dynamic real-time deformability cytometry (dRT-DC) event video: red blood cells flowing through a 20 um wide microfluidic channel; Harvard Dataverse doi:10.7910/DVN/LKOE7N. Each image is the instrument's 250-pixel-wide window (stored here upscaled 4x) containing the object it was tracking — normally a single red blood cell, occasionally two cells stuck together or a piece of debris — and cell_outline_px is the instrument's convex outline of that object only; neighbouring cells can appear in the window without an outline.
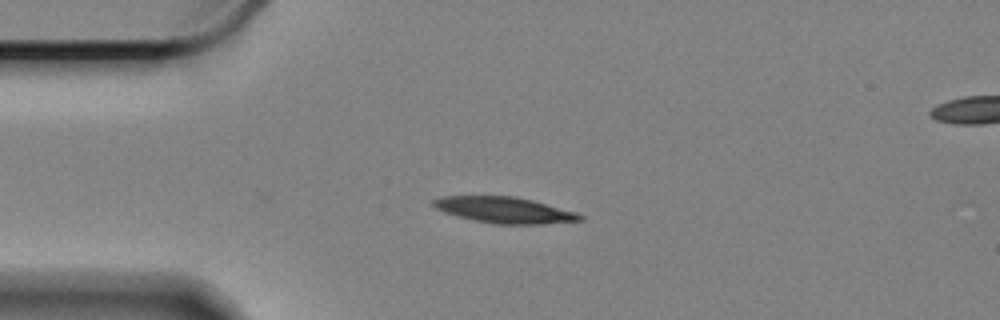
{"species": "Egyptian fruit bat (a non-hibernating species)", "species_latin": "Rousettus aegyptiacus", "temperature_condition": "cold", "stored_images_in_passage": 34, "camera_frame_rate_fps": 3000, "um_per_image_px": 0.085, "animal": {"sex": "female"}, "frame": {"image": 1, "passage_image": 1, "time_ms": 0.0, "image_size_px": [1000, 320], "cell_outline_px": [[584, 220], [544, 224], [496, 224], [472, 220], [444, 212], [436, 208], [432, 204], [432, 200], [444, 196], [516, 196], [532, 200], [576, 212], [584, 216]], "centroid_in_image_um": [42.89, 17.86], "position_along_channel_um": 42.1, "area_um2": 22.25}}
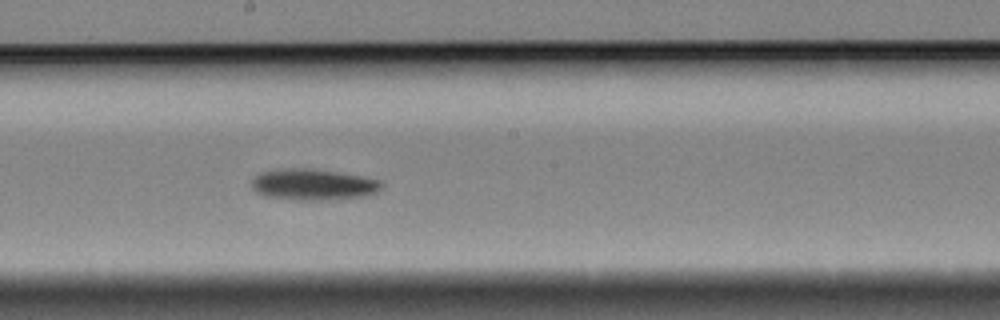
{"frame": {"image": 2, "passage_image": 19, "time_ms": 6.0, "image_size_px": [1000, 320], "cell_outline_px": [[384, 184], [380, 192], [368, 196], [336, 200], [300, 200], [260, 196], [252, 188], [252, 180], [256, 176], [264, 172], [292, 168], [304, 168], [360, 176], [380, 180]], "centroid_in_image_um": [26.68, 15.73], "position_along_channel_um": 221.5, "area_um2": 23.64}}
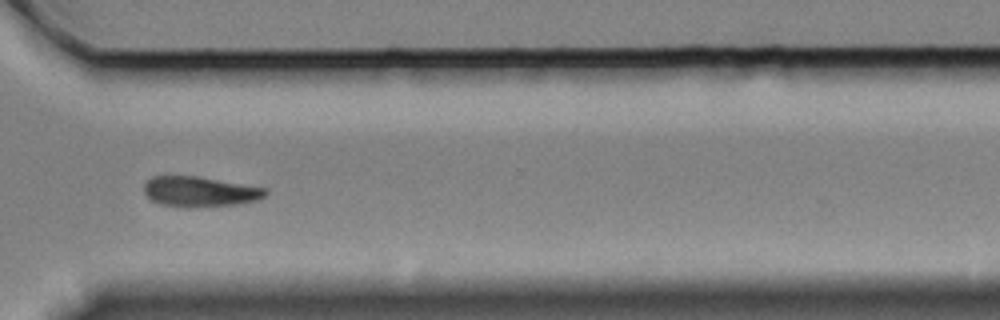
{"frame": {"image": 3, "passage_image": 31, "time_ms": 10.0, "image_size_px": [1000, 320], "cell_outline_px": [[268, 192], [260, 200], [240, 204], [188, 208], [160, 204], [152, 200], [144, 192], [144, 184], [152, 176], [196, 176], [268, 188]], "centroid_in_image_um": [17.02, 16.3], "position_along_channel_um": 353.6, "area_um2": 21.56}, "authors_computed_cell_mechanics": {"area_um2": 22.9466, "velocity_mm_per_s": 3.3064, "shape_relaxation_time_tau1_ms": 3.0841, "shape_relaxation_time_tau2_ms": null, "deformation_change_tau1": 0.0847, "deformation_change_tau2": null}}